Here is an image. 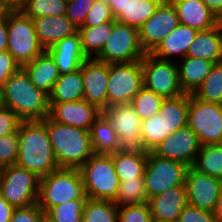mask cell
<instances>
[{
    "instance_id": "6da1fadb",
    "label": "cell",
    "mask_w": 222,
    "mask_h": 222,
    "mask_svg": "<svg viewBox=\"0 0 222 222\" xmlns=\"http://www.w3.org/2000/svg\"><path fill=\"white\" fill-rule=\"evenodd\" d=\"M19 153L16 165L40 178L59 169L47 125L43 120L21 121L18 128Z\"/></svg>"
},
{
    "instance_id": "7a4b0ae2",
    "label": "cell",
    "mask_w": 222,
    "mask_h": 222,
    "mask_svg": "<svg viewBox=\"0 0 222 222\" xmlns=\"http://www.w3.org/2000/svg\"><path fill=\"white\" fill-rule=\"evenodd\" d=\"M1 100L2 106L10 108L22 121L49 116V95L33 85L22 67L1 87Z\"/></svg>"
},
{
    "instance_id": "3957f363",
    "label": "cell",
    "mask_w": 222,
    "mask_h": 222,
    "mask_svg": "<svg viewBox=\"0 0 222 222\" xmlns=\"http://www.w3.org/2000/svg\"><path fill=\"white\" fill-rule=\"evenodd\" d=\"M43 121L59 168L79 169L94 154L89 130L53 121L49 116Z\"/></svg>"
},
{
    "instance_id": "277c9868",
    "label": "cell",
    "mask_w": 222,
    "mask_h": 222,
    "mask_svg": "<svg viewBox=\"0 0 222 222\" xmlns=\"http://www.w3.org/2000/svg\"><path fill=\"white\" fill-rule=\"evenodd\" d=\"M189 94L164 99L160 111L141 120V139L147 152L153 151L174 132L187 126Z\"/></svg>"
},
{
    "instance_id": "5b68a950",
    "label": "cell",
    "mask_w": 222,
    "mask_h": 222,
    "mask_svg": "<svg viewBox=\"0 0 222 222\" xmlns=\"http://www.w3.org/2000/svg\"><path fill=\"white\" fill-rule=\"evenodd\" d=\"M77 199H87L79 169L59 168L41 178L38 205L44 212Z\"/></svg>"
},
{
    "instance_id": "8992f818",
    "label": "cell",
    "mask_w": 222,
    "mask_h": 222,
    "mask_svg": "<svg viewBox=\"0 0 222 222\" xmlns=\"http://www.w3.org/2000/svg\"><path fill=\"white\" fill-rule=\"evenodd\" d=\"M79 171L87 198L114 201L120 180L115 171L113 154H93Z\"/></svg>"
},
{
    "instance_id": "52a82bcc",
    "label": "cell",
    "mask_w": 222,
    "mask_h": 222,
    "mask_svg": "<svg viewBox=\"0 0 222 222\" xmlns=\"http://www.w3.org/2000/svg\"><path fill=\"white\" fill-rule=\"evenodd\" d=\"M6 19L8 26L7 51L21 67L45 52L38 40L32 18L25 16L13 6L7 13Z\"/></svg>"
},
{
    "instance_id": "ba28073f",
    "label": "cell",
    "mask_w": 222,
    "mask_h": 222,
    "mask_svg": "<svg viewBox=\"0 0 222 222\" xmlns=\"http://www.w3.org/2000/svg\"><path fill=\"white\" fill-rule=\"evenodd\" d=\"M41 178L27 169L11 165L0 169V194L14 208L38 203Z\"/></svg>"
},
{
    "instance_id": "9c48e42d",
    "label": "cell",
    "mask_w": 222,
    "mask_h": 222,
    "mask_svg": "<svg viewBox=\"0 0 222 222\" xmlns=\"http://www.w3.org/2000/svg\"><path fill=\"white\" fill-rule=\"evenodd\" d=\"M189 166L186 164L162 158L152 151L144 171V182L148 200L174 186H186V174Z\"/></svg>"
},
{
    "instance_id": "30bf717a",
    "label": "cell",
    "mask_w": 222,
    "mask_h": 222,
    "mask_svg": "<svg viewBox=\"0 0 222 222\" xmlns=\"http://www.w3.org/2000/svg\"><path fill=\"white\" fill-rule=\"evenodd\" d=\"M145 55L140 44L139 29L115 20L111 35L94 59L108 64L135 62L141 61Z\"/></svg>"
},
{
    "instance_id": "8fae6325",
    "label": "cell",
    "mask_w": 222,
    "mask_h": 222,
    "mask_svg": "<svg viewBox=\"0 0 222 222\" xmlns=\"http://www.w3.org/2000/svg\"><path fill=\"white\" fill-rule=\"evenodd\" d=\"M187 125L202 145L222 144V105L205 102L189 94Z\"/></svg>"
},
{
    "instance_id": "7c38bea8",
    "label": "cell",
    "mask_w": 222,
    "mask_h": 222,
    "mask_svg": "<svg viewBox=\"0 0 222 222\" xmlns=\"http://www.w3.org/2000/svg\"><path fill=\"white\" fill-rule=\"evenodd\" d=\"M144 87L155 94L167 98L183 95L178 80V68L175 61L163 60L151 53L141 60Z\"/></svg>"
},
{
    "instance_id": "4fadbf2b",
    "label": "cell",
    "mask_w": 222,
    "mask_h": 222,
    "mask_svg": "<svg viewBox=\"0 0 222 222\" xmlns=\"http://www.w3.org/2000/svg\"><path fill=\"white\" fill-rule=\"evenodd\" d=\"M143 86L141 61L109 63L108 107L130 103Z\"/></svg>"
},
{
    "instance_id": "5bb4252c",
    "label": "cell",
    "mask_w": 222,
    "mask_h": 222,
    "mask_svg": "<svg viewBox=\"0 0 222 222\" xmlns=\"http://www.w3.org/2000/svg\"><path fill=\"white\" fill-rule=\"evenodd\" d=\"M102 114L115 129L122 151L147 152L141 139V119L131 103L111 105Z\"/></svg>"
},
{
    "instance_id": "9a60e30c",
    "label": "cell",
    "mask_w": 222,
    "mask_h": 222,
    "mask_svg": "<svg viewBox=\"0 0 222 222\" xmlns=\"http://www.w3.org/2000/svg\"><path fill=\"white\" fill-rule=\"evenodd\" d=\"M179 24L175 6L170 0H163L154 14L139 28L140 44L145 53H152Z\"/></svg>"
},
{
    "instance_id": "2e32d148",
    "label": "cell",
    "mask_w": 222,
    "mask_h": 222,
    "mask_svg": "<svg viewBox=\"0 0 222 222\" xmlns=\"http://www.w3.org/2000/svg\"><path fill=\"white\" fill-rule=\"evenodd\" d=\"M188 204L213 212L222 188V179L188 168L185 181Z\"/></svg>"
},
{
    "instance_id": "e0dca14e",
    "label": "cell",
    "mask_w": 222,
    "mask_h": 222,
    "mask_svg": "<svg viewBox=\"0 0 222 222\" xmlns=\"http://www.w3.org/2000/svg\"><path fill=\"white\" fill-rule=\"evenodd\" d=\"M84 84L83 99L103 111L108 107L109 64L94 58L81 66Z\"/></svg>"
},
{
    "instance_id": "ac0fdd59",
    "label": "cell",
    "mask_w": 222,
    "mask_h": 222,
    "mask_svg": "<svg viewBox=\"0 0 222 222\" xmlns=\"http://www.w3.org/2000/svg\"><path fill=\"white\" fill-rule=\"evenodd\" d=\"M201 146L198 136L187 125L162 141L152 152L162 158L176 160L191 167Z\"/></svg>"
},
{
    "instance_id": "d6986e66",
    "label": "cell",
    "mask_w": 222,
    "mask_h": 222,
    "mask_svg": "<svg viewBox=\"0 0 222 222\" xmlns=\"http://www.w3.org/2000/svg\"><path fill=\"white\" fill-rule=\"evenodd\" d=\"M49 117L56 122L90 130L95 120L102 114L96 106L80 99L72 102L49 103Z\"/></svg>"
},
{
    "instance_id": "ffe728a7",
    "label": "cell",
    "mask_w": 222,
    "mask_h": 222,
    "mask_svg": "<svg viewBox=\"0 0 222 222\" xmlns=\"http://www.w3.org/2000/svg\"><path fill=\"white\" fill-rule=\"evenodd\" d=\"M154 220L177 222L188 204L186 186H174L148 200Z\"/></svg>"
},
{
    "instance_id": "44dd1931",
    "label": "cell",
    "mask_w": 222,
    "mask_h": 222,
    "mask_svg": "<svg viewBox=\"0 0 222 222\" xmlns=\"http://www.w3.org/2000/svg\"><path fill=\"white\" fill-rule=\"evenodd\" d=\"M46 52L53 58L60 75L76 71L88 59L82 50L78 31L58 41Z\"/></svg>"
},
{
    "instance_id": "7402d4cb",
    "label": "cell",
    "mask_w": 222,
    "mask_h": 222,
    "mask_svg": "<svg viewBox=\"0 0 222 222\" xmlns=\"http://www.w3.org/2000/svg\"><path fill=\"white\" fill-rule=\"evenodd\" d=\"M176 8L179 22L198 31L209 30L221 20L213 14L202 0H170Z\"/></svg>"
},
{
    "instance_id": "603a6c76",
    "label": "cell",
    "mask_w": 222,
    "mask_h": 222,
    "mask_svg": "<svg viewBox=\"0 0 222 222\" xmlns=\"http://www.w3.org/2000/svg\"><path fill=\"white\" fill-rule=\"evenodd\" d=\"M35 31L41 46L46 50L54 46L58 41L73 35L78 28L66 16H43L34 18Z\"/></svg>"
},
{
    "instance_id": "cb8c5ba5",
    "label": "cell",
    "mask_w": 222,
    "mask_h": 222,
    "mask_svg": "<svg viewBox=\"0 0 222 222\" xmlns=\"http://www.w3.org/2000/svg\"><path fill=\"white\" fill-rule=\"evenodd\" d=\"M198 30L179 24L170 32L151 53L163 60L174 61L172 58L178 55L180 59L186 57L189 46L196 38ZM173 56V57H172Z\"/></svg>"
},
{
    "instance_id": "d4e9b609",
    "label": "cell",
    "mask_w": 222,
    "mask_h": 222,
    "mask_svg": "<svg viewBox=\"0 0 222 222\" xmlns=\"http://www.w3.org/2000/svg\"><path fill=\"white\" fill-rule=\"evenodd\" d=\"M186 56L208 60L214 64L222 62V21L209 30L198 31Z\"/></svg>"
},
{
    "instance_id": "484cf974",
    "label": "cell",
    "mask_w": 222,
    "mask_h": 222,
    "mask_svg": "<svg viewBox=\"0 0 222 222\" xmlns=\"http://www.w3.org/2000/svg\"><path fill=\"white\" fill-rule=\"evenodd\" d=\"M176 63L178 80L185 94H193L205 81L214 63L208 60L186 56Z\"/></svg>"
},
{
    "instance_id": "4316f807",
    "label": "cell",
    "mask_w": 222,
    "mask_h": 222,
    "mask_svg": "<svg viewBox=\"0 0 222 222\" xmlns=\"http://www.w3.org/2000/svg\"><path fill=\"white\" fill-rule=\"evenodd\" d=\"M22 68L28 74L33 85L48 95L60 77L57 65L46 51L32 62L23 65Z\"/></svg>"
},
{
    "instance_id": "83f0119b",
    "label": "cell",
    "mask_w": 222,
    "mask_h": 222,
    "mask_svg": "<svg viewBox=\"0 0 222 222\" xmlns=\"http://www.w3.org/2000/svg\"><path fill=\"white\" fill-rule=\"evenodd\" d=\"M89 133L94 154L111 155L121 151L117 133L103 114L95 120Z\"/></svg>"
},
{
    "instance_id": "f1b7e54d",
    "label": "cell",
    "mask_w": 222,
    "mask_h": 222,
    "mask_svg": "<svg viewBox=\"0 0 222 222\" xmlns=\"http://www.w3.org/2000/svg\"><path fill=\"white\" fill-rule=\"evenodd\" d=\"M84 84L81 67L76 71L62 74L49 94V103H64L83 99Z\"/></svg>"
},
{
    "instance_id": "f546056e",
    "label": "cell",
    "mask_w": 222,
    "mask_h": 222,
    "mask_svg": "<svg viewBox=\"0 0 222 222\" xmlns=\"http://www.w3.org/2000/svg\"><path fill=\"white\" fill-rule=\"evenodd\" d=\"M148 159V152L118 151L113 154L115 171L120 181L143 177Z\"/></svg>"
},
{
    "instance_id": "4dcf8cb0",
    "label": "cell",
    "mask_w": 222,
    "mask_h": 222,
    "mask_svg": "<svg viewBox=\"0 0 222 222\" xmlns=\"http://www.w3.org/2000/svg\"><path fill=\"white\" fill-rule=\"evenodd\" d=\"M163 0H128L115 20L139 29L155 12Z\"/></svg>"
},
{
    "instance_id": "1f68e13d",
    "label": "cell",
    "mask_w": 222,
    "mask_h": 222,
    "mask_svg": "<svg viewBox=\"0 0 222 222\" xmlns=\"http://www.w3.org/2000/svg\"><path fill=\"white\" fill-rule=\"evenodd\" d=\"M113 25L114 21H110L93 27L78 28L82 50L88 59L95 58L102 51L106 40L112 33Z\"/></svg>"
},
{
    "instance_id": "d6a6232c",
    "label": "cell",
    "mask_w": 222,
    "mask_h": 222,
    "mask_svg": "<svg viewBox=\"0 0 222 222\" xmlns=\"http://www.w3.org/2000/svg\"><path fill=\"white\" fill-rule=\"evenodd\" d=\"M192 167L201 173L222 179V144L202 145Z\"/></svg>"
},
{
    "instance_id": "836d02e7",
    "label": "cell",
    "mask_w": 222,
    "mask_h": 222,
    "mask_svg": "<svg viewBox=\"0 0 222 222\" xmlns=\"http://www.w3.org/2000/svg\"><path fill=\"white\" fill-rule=\"evenodd\" d=\"M25 16L40 18L43 16H61L66 14L65 0H21L15 5Z\"/></svg>"
},
{
    "instance_id": "e575fe53",
    "label": "cell",
    "mask_w": 222,
    "mask_h": 222,
    "mask_svg": "<svg viewBox=\"0 0 222 222\" xmlns=\"http://www.w3.org/2000/svg\"><path fill=\"white\" fill-rule=\"evenodd\" d=\"M82 222H118V206L110 200L87 198Z\"/></svg>"
},
{
    "instance_id": "d590c367",
    "label": "cell",
    "mask_w": 222,
    "mask_h": 222,
    "mask_svg": "<svg viewBox=\"0 0 222 222\" xmlns=\"http://www.w3.org/2000/svg\"><path fill=\"white\" fill-rule=\"evenodd\" d=\"M113 202L118 207L148 202L144 177L120 181L118 194Z\"/></svg>"
},
{
    "instance_id": "8d00e7d4",
    "label": "cell",
    "mask_w": 222,
    "mask_h": 222,
    "mask_svg": "<svg viewBox=\"0 0 222 222\" xmlns=\"http://www.w3.org/2000/svg\"><path fill=\"white\" fill-rule=\"evenodd\" d=\"M192 95L205 102L222 105V62L213 65L205 81Z\"/></svg>"
},
{
    "instance_id": "74e56055",
    "label": "cell",
    "mask_w": 222,
    "mask_h": 222,
    "mask_svg": "<svg viewBox=\"0 0 222 222\" xmlns=\"http://www.w3.org/2000/svg\"><path fill=\"white\" fill-rule=\"evenodd\" d=\"M164 98L146 89L144 86L131 100L135 112L141 120L147 119L160 111Z\"/></svg>"
},
{
    "instance_id": "f35d334b",
    "label": "cell",
    "mask_w": 222,
    "mask_h": 222,
    "mask_svg": "<svg viewBox=\"0 0 222 222\" xmlns=\"http://www.w3.org/2000/svg\"><path fill=\"white\" fill-rule=\"evenodd\" d=\"M86 200L67 201L52 207L47 213L55 222H82L83 208Z\"/></svg>"
},
{
    "instance_id": "ab89813d",
    "label": "cell",
    "mask_w": 222,
    "mask_h": 222,
    "mask_svg": "<svg viewBox=\"0 0 222 222\" xmlns=\"http://www.w3.org/2000/svg\"><path fill=\"white\" fill-rule=\"evenodd\" d=\"M19 153V136L17 132L0 136V169L16 165Z\"/></svg>"
},
{
    "instance_id": "60d3db41",
    "label": "cell",
    "mask_w": 222,
    "mask_h": 222,
    "mask_svg": "<svg viewBox=\"0 0 222 222\" xmlns=\"http://www.w3.org/2000/svg\"><path fill=\"white\" fill-rule=\"evenodd\" d=\"M148 202L118 207V222H152Z\"/></svg>"
},
{
    "instance_id": "b9f144b4",
    "label": "cell",
    "mask_w": 222,
    "mask_h": 222,
    "mask_svg": "<svg viewBox=\"0 0 222 222\" xmlns=\"http://www.w3.org/2000/svg\"><path fill=\"white\" fill-rule=\"evenodd\" d=\"M115 21L107 0H96L87 13L83 26H97L106 22Z\"/></svg>"
},
{
    "instance_id": "7bdbcfd3",
    "label": "cell",
    "mask_w": 222,
    "mask_h": 222,
    "mask_svg": "<svg viewBox=\"0 0 222 222\" xmlns=\"http://www.w3.org/2000/svg\"><path fill=\"white\" fill-rule=\"evenodd\" d=\"M96 0H70L67 2L66 16L72 21V23L80 28L84 25L92 5Z\"/></svg>"
},
{
    "instance_id": "ee69618b",
    "label": "cell",
    "mask_w": 222,
    "mask_h": 222,
    "mask_svg": "<svg viewBox=\"0 0 222 222\" xmlns=\"http://www.w3.org/2000/svg\"><path fill=\"white\" fill-rule=\"evenodd\" d=\"M177 222H217L214 213L187 204Z\"/></svg>"
},
{
    "instance_id": "f6af8a7d",
    "label": "cell",
    "mask_w": 222,
    "mask_h": 222,
    "mask_svg": "<svg viewBox=\"0 0 222 222\" xmlns=\"http://www.w3.org/2000/svg\"><path fill=\"white\" fill-rule=\"evenodd\" d=\"M21 121L10 108L0 106V136L18 132Z\"/></svg>"
},
{
    "instance_id": "bcb514c9",
    "label": "cell",
    "mask_w": 222,
    "mask_h": 222,
    "mask_svg": "<svg viewBox=\"0 0 222 222\" xmlns=\"http://www.w3.org/2000/svg\"><path fill=\"white\" fill-rule=\"evenodd\" d=\"M44 211L38 203L26 207L15 208L10 222H39Z\"/></svg>"
},
{
    "instance_id": "7dc6e473",
    "label": "cell",
    "mask_w": 222,
    "mask_h": 222,
    "mask_svg": "<svg viewBox=\"0 0 222 222\" xmlns=\"http://www.w3.org/2000/svg\"><path fill=\"white\" fill-rule=\"evenodd\" d=\"M20 68L21 66L19 63L7 50L0 51V87H2L10 76Z\"/></svg>"
},
{
    "instance_id": "c3c4849f",
    "label": "cell",
    "mask_w": 222,
    "mask_h": 222,
    "mask_svg": "<svg viewBox=\"0 0 222 222\" xmlns=\"http://www.w3.org/2000/svg\"><path fill=\"white\" fill-rule=\"evenodd\" d=\"M14 209L0 194V222H10Z\"/></svg>"
},
{
    "instance_id": "681fc988",
    "label": "cell",
    "mask_w": 222,
    "mask_h": 222,
    "mask_svg": "<svg viewBox=\"0 0 222 222\" xmlns=\"http://www.w3.org/2000/svg\"><path fill=\"white\" fill-rule=\"evenodd\" d=\"M8 49V26L6 17L0 21V51Z\"/></svg>"
},
{
    "instance_id": "f907efd6",
    "label": "cell",
    "mask_w": 222,
    "mask_h": 222,
    "mask_svg": "<svg viewBox=\"0 0 222 222\" xmlns=\"http://www.w3.org/2000/svg\"><path fill=\"white\" fill-rule=\"evenodd\" d=\"M209 10L222 21V0H202Z\"/></svg>"
},
{
    "instance_id": "816d5d0a",
    "label": "cell",
    "mask_w": 222,
    "mask_h": 222,
    "mask_svg": "<svg viewBox=\"0 0 222 222\" xmlns=\"http://www.w3.org/2000/svg\"><path fill=\"white\" fill-rule=\"evenodd\" d=\"M109 7L111 8L112 14L116 17L122 9H124L128 0H107Z\"/></svg>"
},
{
    "instance_id": "f5cc1de1",
    "label": "cell",
    "mask_w": 222,
    "mask_h": 222,
    "mask_svg": "<svg viewBox=\"0 0 222 222\" xmlns=\"http://www.w3.org/2000/svg\"><path fill=\"white\" fill-rule=\"evenodd\" d=\"M13 8V5L8 0H0V21H2L7 13Z\"/></svg>"
},
{
    "instance_id": "db71d44e",
    "label": "cell",
    "mask_w": 222,
    "mask_h": 222,
    "mask_svg": "<svg viewBox=\"0 0 222 222\" xmlns=\"http://www.w3.org/2000/svg\"><path fill=\"white\" fill-rule=\"evenodd\" d=\"M217 222H222V188L217 200L215 210L213 211Z\"/></svg>"
},
{
    "instance_id": "11a10c76",
    "label": "cell",
    "mask_w": 222,
    "mask_h": 222,
    "mask_svg": "<svg viewBox=\"0 0 222 222\" xmlns=\"http://www.w3.org/2000/svg\"><path fill=\"white\" fill-rule=\"evenodd\" d=\"M39 222H55L51 216L44 212L41 216H40V221Z\"/></svg>"
},
{
    "instance_id": "9f6ffc18",
    "label": "cell",
    "mask_w": 222,
    "mask_h": 222,
    "mask_svg": "<svg viewBox=\"0 0 222 222\" xmlns=\"http://www.w3.org/2000/svg\"><path fill=\"white\" fill-rule=\"evenodd\" d=\"M13 6L19 3L21 0H8Z\"/></svg>"
},
{
    "instance_id": "6f0895ef",
    "label": "cell",
    "mask_w": 222,
    "mask_h": 222,
    "mask_svg": "<svg viewBox=\"0 0 222 222\" xmlns=\"http://www.w3.org/2000/svg\"><path fill=\"white\" fill-rule=\"evenodd\" d=\"M2 105V100H1V87H0V106Z\"/></svg>"
},
{
    "instance_id": "680465c9",
    "label": "cell",
    "mask_w": 222,
    "mask_h": 222,
    "mask_svg": "<svg viewBox=\"0 0 222 222\" xmlns=\"http://www.w3.org/2000/svg\"><path fill=\"white\" fill-rule=\"evenodd\" d=\"M152 222H163V221H158V220H154V219H153V221H152Z\"/></svg>"
}]
</instances>
